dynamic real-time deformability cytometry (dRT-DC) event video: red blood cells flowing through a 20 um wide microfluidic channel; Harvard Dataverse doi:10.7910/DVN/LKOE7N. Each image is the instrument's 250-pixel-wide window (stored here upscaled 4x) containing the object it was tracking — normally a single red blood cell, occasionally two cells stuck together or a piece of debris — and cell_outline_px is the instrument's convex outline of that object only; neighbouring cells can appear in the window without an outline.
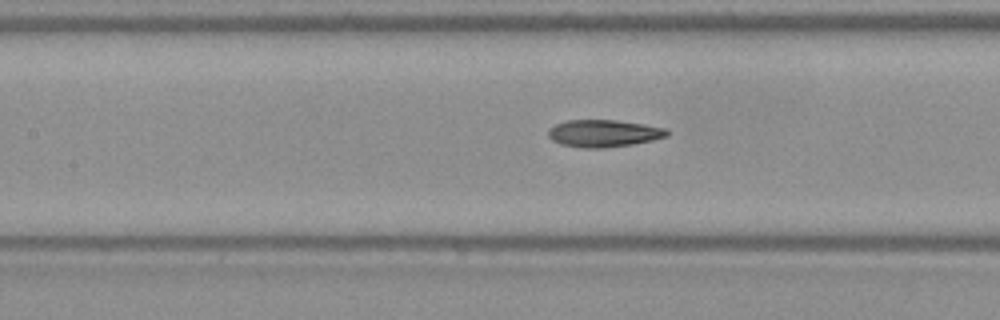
{"species": "Egyptian fruit bat (a non-hibernating species)", "species_latin": "Rousettus aegyptiacus", "temperature_condition": "warm", "stored_images_in_passage": 42, "camera_frame_rate_fps": 3000, "um_per_image_px": 0.085, "frame": {"image": 1, "passage_image": 24, "time_ms": 7.667, "image_size_px": [1000, 320], "cell_outline_px": [[668, 136], [652, 140], [632, 144], [604, 148], [580, 148], [560, 144], [552, 140], [548, 136], [548, 128], [564, 120], [616, 120], [644, 124], [668, 128]], "centroid_in_image_um": [51.29, 11.33], "position_along_channel_um": 156.1, "area_um2": 19.02}}